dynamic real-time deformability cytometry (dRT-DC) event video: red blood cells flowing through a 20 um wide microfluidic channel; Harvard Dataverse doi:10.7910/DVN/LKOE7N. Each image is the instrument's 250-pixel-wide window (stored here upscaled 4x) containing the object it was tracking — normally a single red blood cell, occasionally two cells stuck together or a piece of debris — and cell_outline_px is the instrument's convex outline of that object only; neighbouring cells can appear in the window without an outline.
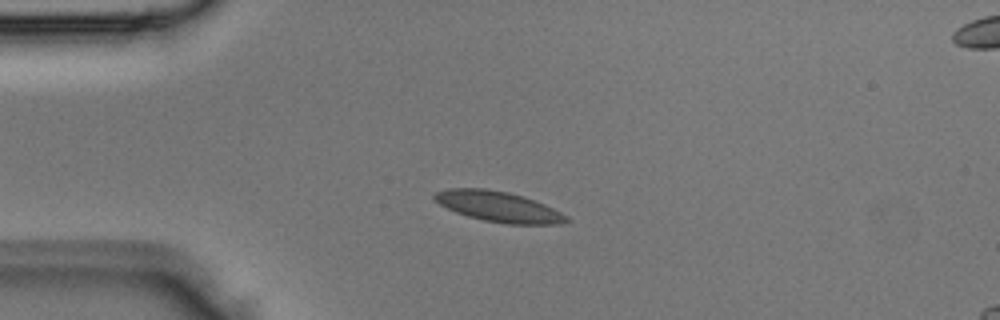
{"species": "Egyptian fruit bat (a non-hibernating species)", "species_latin": "Rousettus aegyptiacus", "temperature_condition": "room temperature", "stored_images_in_passage": 2, "camera_frame_rate_fps": 3000, "um_per_image_px": 0.085, "animal": {"sex": "male"}, "frame": {"image": 1, "passage_image": 1, "time_ms": 0.0, "image_size_px": [1000, 320], "cell_outline_px": [[572, 220], [560, 224], [508, 224], [484, 220], [468, 216], [456, 212], [440, 204], [432, 196], [436, 192], [448, 188], [484, 188], [508, 192], [524, 196], [544, 204], [568, 216]], "centroid_in_image_um": [42.4, 17.56], "position_along_channel_um": 42.6, "area_um2": 23.29}}